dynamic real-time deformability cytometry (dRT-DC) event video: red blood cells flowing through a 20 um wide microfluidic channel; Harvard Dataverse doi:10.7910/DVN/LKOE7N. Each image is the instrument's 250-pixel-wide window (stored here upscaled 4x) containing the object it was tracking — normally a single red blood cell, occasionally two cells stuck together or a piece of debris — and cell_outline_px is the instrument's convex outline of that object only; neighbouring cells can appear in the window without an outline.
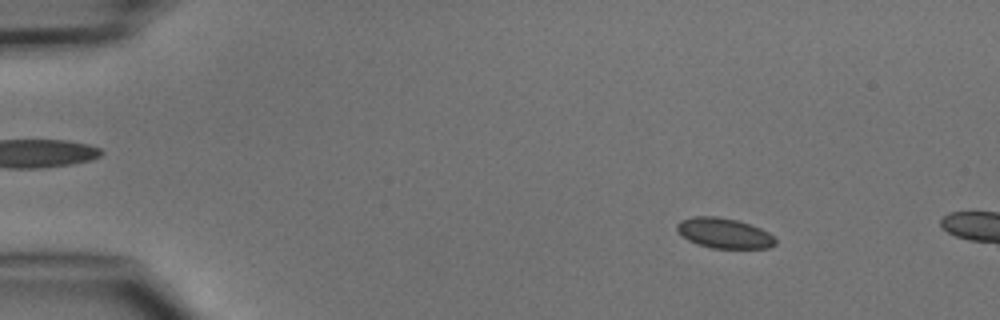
{"species": "common noctule bat (a hibernating species)", "species_latin": "Nyctalus noctula", "temperature_condition": "cold", "stored_images_in_passage": 3, "camera_frame_rate_fps": 3000, "um_per_image_px": 0.085, "animal": {"sex": "male", "body_mass_g": 15.6}, "frame": {"image": 1, "passage_image": 2, "time_ms": 1.333, "image_size_px": [1000, 320], "cell_outline_px": [[776, 244], [768, 248], [712, 248], [696, 244], [688, 240], [676, 228], [676, 224], [680, 220], [692, 216], [716, 216], [736, 220], [760, 228], [768, 232], [776, 240]], "centroid_in_image_um": [61.53, 19.82], "position_along_channel_um": 23.5, "area_um2": 17.22}}